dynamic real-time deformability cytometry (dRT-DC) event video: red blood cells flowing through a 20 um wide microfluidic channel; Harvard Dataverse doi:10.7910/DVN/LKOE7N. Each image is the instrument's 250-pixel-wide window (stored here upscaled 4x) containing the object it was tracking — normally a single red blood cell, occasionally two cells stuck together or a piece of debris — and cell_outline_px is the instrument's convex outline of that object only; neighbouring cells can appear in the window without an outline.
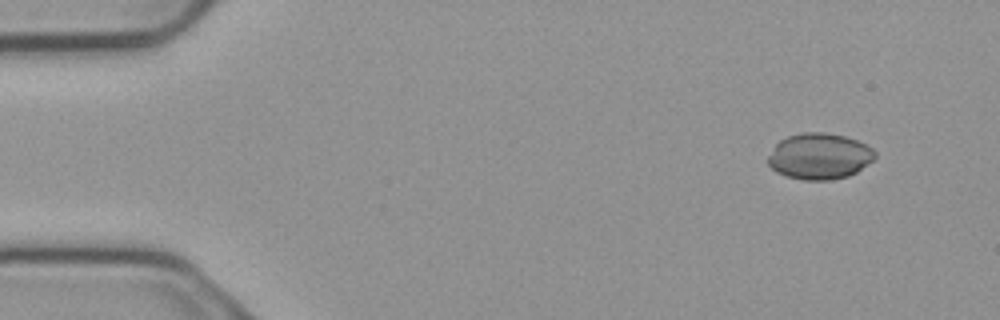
{"species": "common noctule bat (a hibernating species)", "species_latin": "Nyctalus noctula", "temperature_condition": "cold", "stored_images_in_passage": 4, "camera_frame_rate_fps": 3000, "um_per_image_px": 0.085, "animal": {"sex": "male", "body_mass_g": 23.1, "forearm_length_mm": 52.7}, "frame": {"image": 1, "passage_image": 1, "time_ms": 0.0, "image_size_px": [1000, 320], "cell_outline_px": [[876, 156], [868, 164], [856, 172], [848, 176], [832, 180], [804, 180], [788, 176], [776, 172], [768, 164], [768, 156], [776, 144], [780, 140], [788, 136], [800, 132], [824, 132], [844, 136], [856, 140], [872, 148], [876, 152]], "centroid_in_image_um": [69.65, 13.28], "position_along_channel_um": 15.4, "area_um2": 28.67}}